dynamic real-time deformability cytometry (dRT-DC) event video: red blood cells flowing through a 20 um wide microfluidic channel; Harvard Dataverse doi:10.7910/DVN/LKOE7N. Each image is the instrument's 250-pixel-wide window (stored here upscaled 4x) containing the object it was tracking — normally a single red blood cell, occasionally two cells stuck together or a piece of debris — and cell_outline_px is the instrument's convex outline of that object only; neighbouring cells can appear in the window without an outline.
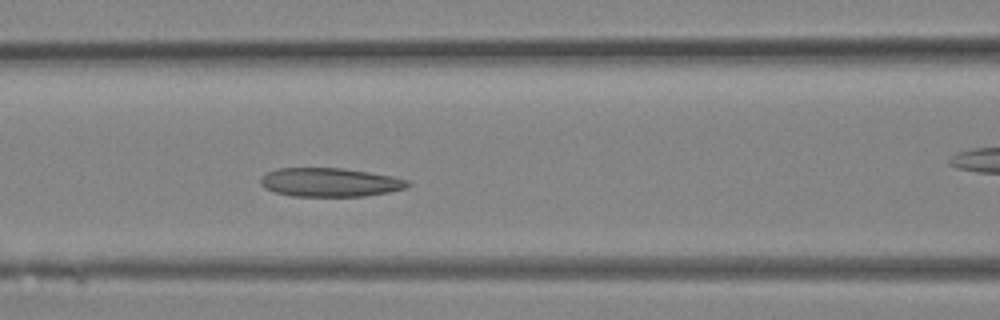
{"species": "Egyptian fruit bat (a non-hibernating species)", "species_latin": "Rousettus aegyptiacus", "temperature_condition": "room temperature", "stored_images_in_passage": 17, "camera_frame_rate_fps": 3000, "um_per_image_px": 0.085, "animal": {"sex": "female"}, "frame": {"image": 1, "passage_image": 12, "time_ms": 3.667, "image_size_px": [1000, 320], "cell_outline_px": [[412, 184], [408, 188], [388, 192], [364, 196], [292, 196], [276, 192], [264, 188], [260, 184], [260, 176], [264, 172], [276, 168], [344, 168], [392, 176], [412, 180]], "centroid_in_image_um": [28.05, 15.49], "position_along_channel_um": 138.5, "area_um2": 25.03}}